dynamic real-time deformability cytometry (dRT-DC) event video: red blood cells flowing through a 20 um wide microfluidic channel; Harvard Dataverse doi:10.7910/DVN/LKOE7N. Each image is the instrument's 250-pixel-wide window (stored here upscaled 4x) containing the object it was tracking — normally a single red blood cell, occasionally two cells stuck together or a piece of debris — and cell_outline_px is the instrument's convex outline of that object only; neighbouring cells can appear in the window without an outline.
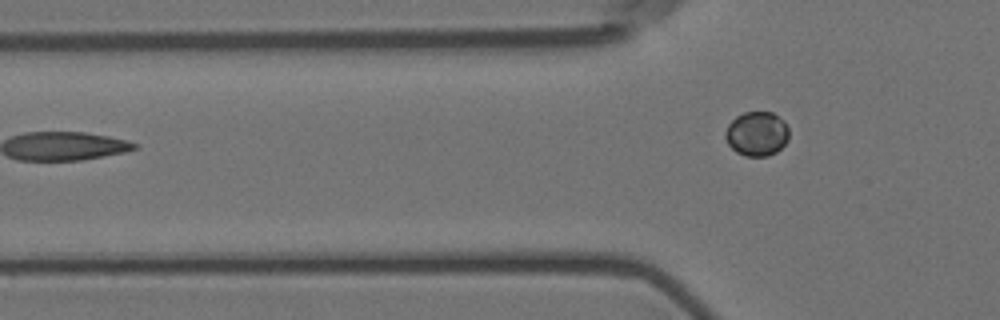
{"species": "Egyptian fruit bat (a non-hibernating species)", "species_latin": "Rousettus aegyptiacus", "temperature_condition": "room temperature", "stored_images_in_passage": 3, "segment_of_instrument_passage": [2, 2], "camera_frame_rate_fps": 3000, "um_per_image_px": 0.085, "animal": {"sex": "female"}, "frame": {"image": 1, "passage_image": 3, "time_ms": 0.667, "image_size_px": [1000, 320], "cell_outline_px": [[788, 140], [776, 152], [768, 156], [744, 156], [736, 152], [728, 144], [724, 136], [724, 132], [728, 124], [736, 116], [744, 112], [772, 112], [784, 120], [788, 128]], "centroid_in_image_um": [64.31, 11.37], "position_along_channel_um": 61.5, "area_um2": 16.59}}